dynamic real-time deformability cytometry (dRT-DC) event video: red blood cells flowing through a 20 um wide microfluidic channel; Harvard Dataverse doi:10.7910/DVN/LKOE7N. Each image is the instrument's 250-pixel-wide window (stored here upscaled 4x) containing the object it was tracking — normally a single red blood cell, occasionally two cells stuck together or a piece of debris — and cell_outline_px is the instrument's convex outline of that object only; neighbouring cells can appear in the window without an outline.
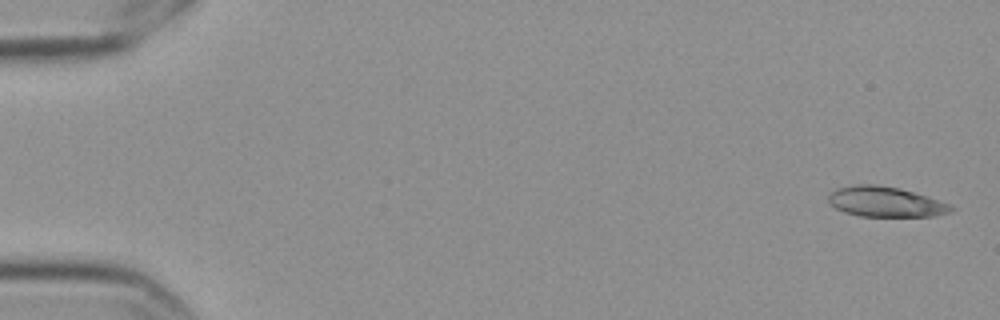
{"species": "Egyptian fruit bat (a non-hibernating species)", "species_latin": "Rousettus aegyptiacus", "temperature_condition": "cold", "stored_images_in_passage": 5, "camera_frame_rate_fps": 3000, "um_per_image_px": 0.085, "frame": {"image": 1, "passage_image": 1, "time_ms": 0.0, "image_size_px": [1000, 320], "cell_outline_px": [[956, 208], [948, 212], [932, 216], [860, 216], [844, 212], [836, 208], [828, 200], [828, 196], [836, 188], [856, 184], [876, 184], [900, 188], [948, 204]], "centroid_in_image_um": [75.21, 17.15], "position_along_channel_um": 9.8, "area_um2": 21.21}}
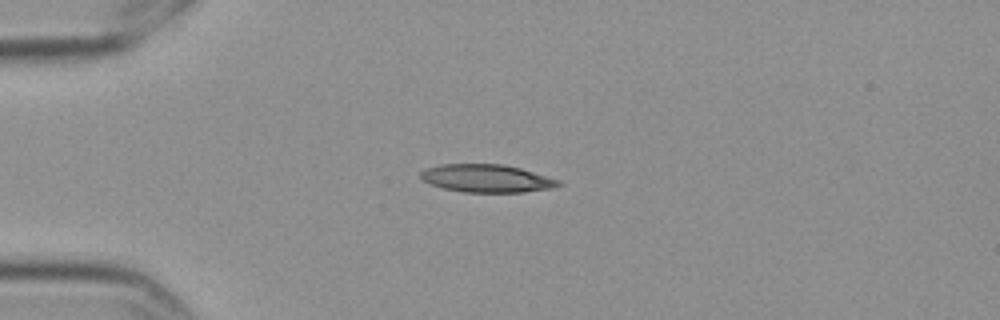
{"frame": {"image": 2, "passage_image": 4, "time_ms": 1.0, "image_size_px": [1000, 320], "cell_outline_px": [[564, 184], [552, 188], [524, 192], [464, 192], [444, 188], [432, 184], [424, 180], [420, 176], [420, 172], [428, 168], [440, 164], [504, 164], [520, 168], [560, 180]], "centroid_in_image_um": [41.41, 15.16], "position_along_channel_um": 43.6, "area_um2": 22.25}}